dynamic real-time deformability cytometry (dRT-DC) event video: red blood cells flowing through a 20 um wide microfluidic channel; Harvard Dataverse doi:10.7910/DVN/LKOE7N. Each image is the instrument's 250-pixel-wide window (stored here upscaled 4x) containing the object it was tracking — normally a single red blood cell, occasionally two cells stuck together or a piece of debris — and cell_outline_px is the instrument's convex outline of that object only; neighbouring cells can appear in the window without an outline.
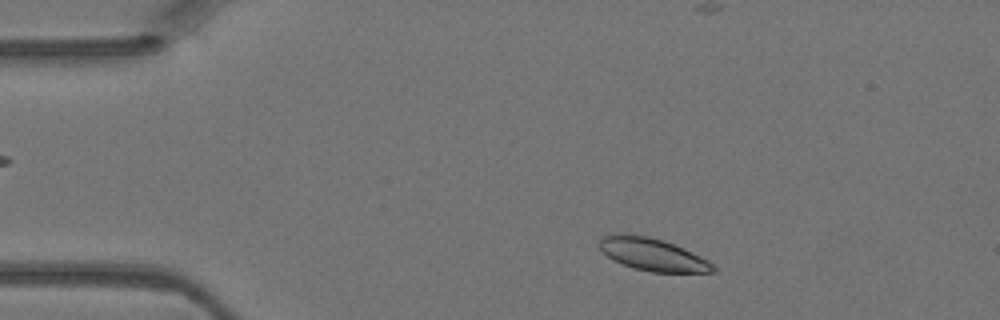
{"species": "Egyptian fruit bat (a non-hibernating species)", "species_latin": "Rousettus aegyptiacus", "temperature_condition": "warm", "stored_images_in_passage": 3, "camera_frame_rate_fps": 3000, "um_per_image_px": 0.085, "animal": {"sex": "female"}, "frame": {"image": 1, "passage_image": 1, "time_ms": 0.0, "image_size_px": [1000, 320], "cell_outline_px": [[716, 272], [652, 272], [636, 268], [612, 260], [600, 248], [600, 240], [604, 236], [648, 236], [664, 240], [700, 256], [708, 260], [716, 268]], "centroid_in_image_um": [55.54, 21.67], "position_along_channel_um": 29.5, "area_um2": 20.69}}
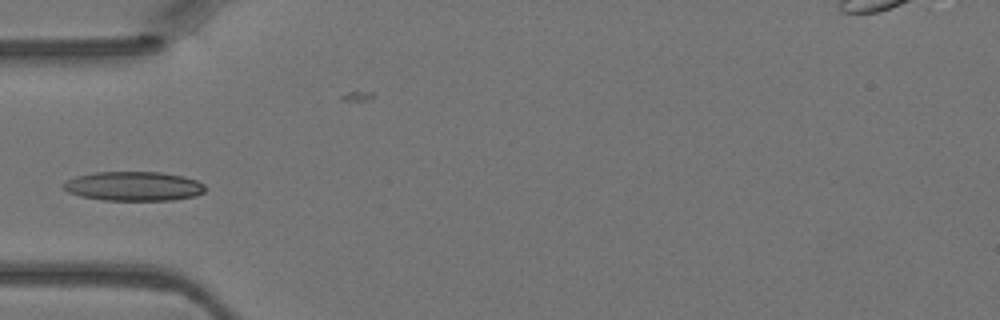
{"frame": {"image": 2, "passage_image": 3, "time_ms": 0.667, "image_size_px": [1000, 320], "cell_outline_px": [[204, 192], [196, 196], [172, 200], [104, 200], [80, 196], [68, 192], [64, 188], [64, 180], [76, 176], [92, 172], [160, 172], [184, 176], [196, 180], [204, 184]], "centroid_in_image_um": [11.35, 15.82], "position_along_channel_um": 73.6, "area_um2": 24.28}}